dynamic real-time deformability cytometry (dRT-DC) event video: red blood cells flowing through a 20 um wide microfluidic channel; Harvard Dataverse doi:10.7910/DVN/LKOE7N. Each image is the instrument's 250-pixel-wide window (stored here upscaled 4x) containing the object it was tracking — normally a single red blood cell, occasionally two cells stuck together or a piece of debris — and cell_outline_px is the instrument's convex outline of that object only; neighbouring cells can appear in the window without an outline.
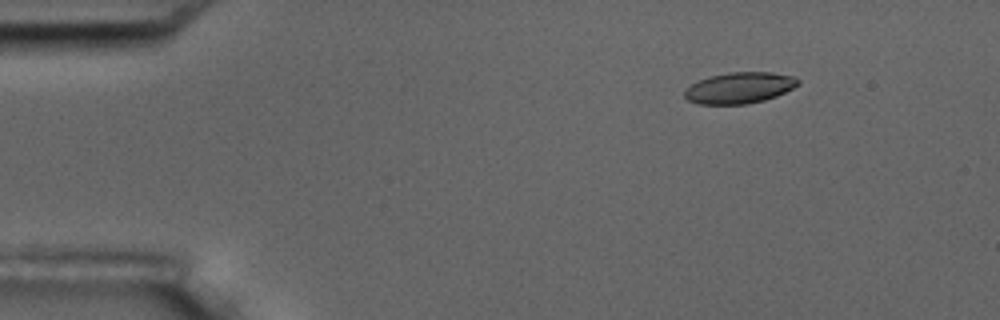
{"species": "common noctule bat (a hibernating species)", "species_latin": "Nyctalus noctula", "temperature_condition": "room temperature", "stored_images_in_passage": 9, "camera_frame_rate_fps": 3000, "um_per_image_px": 0.085, "animal": {"sex": "male", "body_mass_g": 17.5, "forearm_length_mm": 52.3}, "frame": {"image": 1, "passage_image": 1, "time_ms": 0.0, "image_size_px": [1000, 320], "cell_outline_px": [[800, 84], [776, 96], [764, 100], [744, 104], [700, 104], [688, 100], [684, 96], [684, 92], [692, 84], [700, 80], [712, 76], [728, 72], [772, 72], [796, 76], [800, 80]], "centroid_in_image_um": [62.9, 7.46], "position_along_channel_um": 22.1, "area_um2": 20.46}}
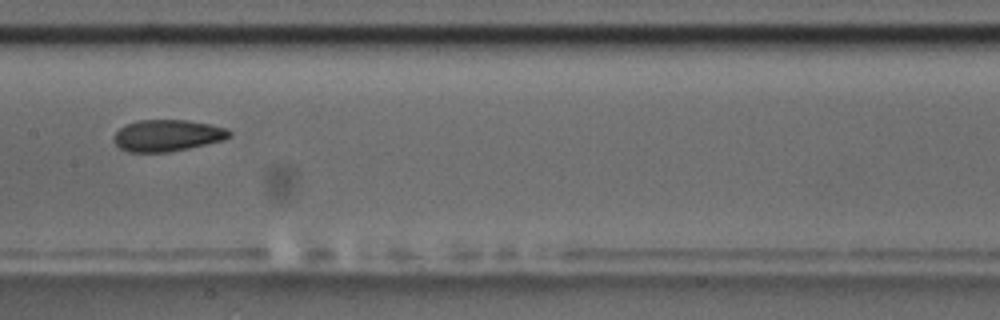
{"frame": {"image": 2, "passage_image": 7, "time_ms": 7.0, "image_size_px": [1000, 320], "cell_outline_px": [[232, 136], [224, 140], [188, 148], [168, 152], [128, 152], [120, 148], [112, 140], [112, 136], [124, 124], [136, 120], [188, 120], [228, 128], [232, 132]], "centroid_in_image_um": [14.21, 11.51], "position_along_channel_um": 193.2, "area_um2": 21.5}}
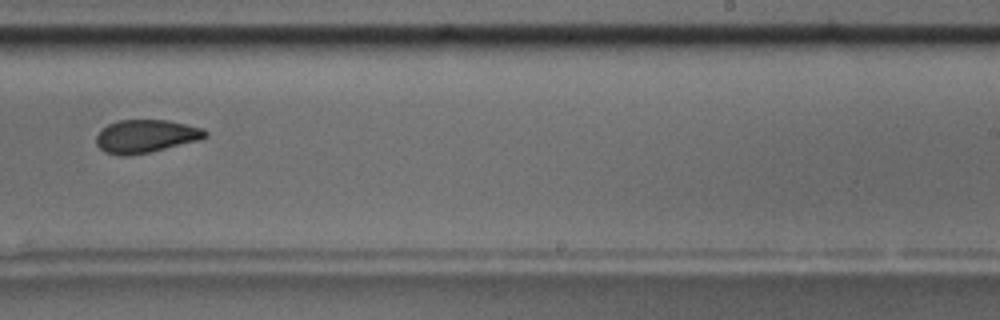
{"frame": {"image": 3, "passage_image": 9, "time_ms": 9.333, "image_size_px": [1000, 320], "cell_outline_px": [[208, 136], [200, 140], [148, 152], [124, 156], [120, 156], [104, 152], [96, 144], [96, 136], [108, 124], [120, 120], [168, 120], [204, 128], [208, 132]], "centroid_in_image_um": [12.42, 11.57], "position_along_channel_um": 276.6, "area_um2": 20.92}}